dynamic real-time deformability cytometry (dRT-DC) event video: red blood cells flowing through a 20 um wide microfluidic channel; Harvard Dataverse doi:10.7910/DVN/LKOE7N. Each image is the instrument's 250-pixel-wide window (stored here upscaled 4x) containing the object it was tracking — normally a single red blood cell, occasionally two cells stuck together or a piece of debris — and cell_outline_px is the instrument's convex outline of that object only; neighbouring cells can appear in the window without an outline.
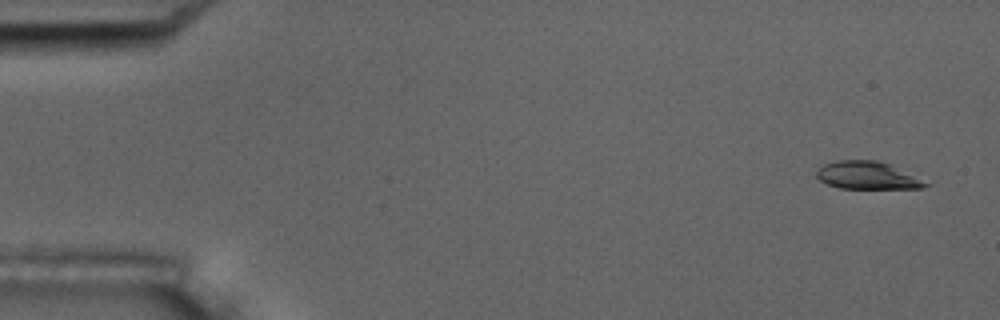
{"species": "common noctule bat (a hibernating species)", "species_latin": "Nyctalus noctula", "temperature_condition": "room temperature", "stored_images_in_passage": 54, "camera_frame_rate_fps": 3000, "um_per_image_px": 0.085, "animal": {"sex": "male", "body_mass_g": 17.5, "forearm_length_mm": 52.3}, "frame": {"image": 1, "passage_image": 2, "time_ms": 0.333, "image_size_px": [1000, 320], "cell_outline_px": [[932, 184], [924, 188], [840, 188], [828, 184], [820, 180], [816, 176], [816, 172], [824, 164], [836, 160], [876, 160], [892, 164]], "centroid_in_image_um": [73.77, 14.9], "position_along_channel_um": 11.2, "area_um2": 17.63}}
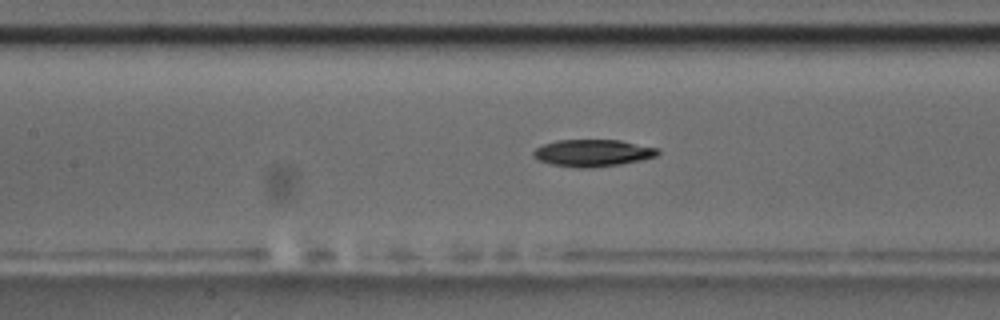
{"frame": {"image": 2, "passage_image": 24, "time_ms": 7.667, "image_size_px": [1000, 320], "cell_outline_px": [[660, 152], [656, 156], [640, 160], [620, 164], [592, 168], [576, 168], [552, 164], [540, 160], [532, 156], [532, 152], [536, 148], [544, 144], [556, 140], [620, 140], [660, 148]], "centroid_in_image_um": [50.4, 13.0], "position_along_channel_um": 157.0, "area_um2": 19.65}}
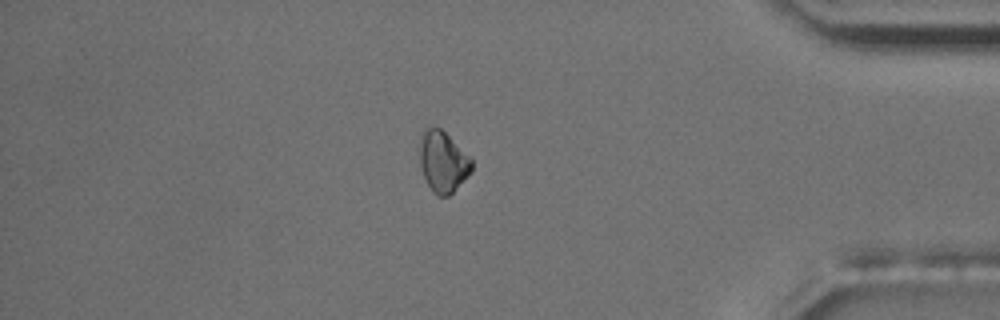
{"frame": {"image": 3, "passage_image": 46, "time_ms": 15.0, "image_size_px": [1000, 320], "cell_outline_px": [[472, 172], [448, 196], [436, 196], [432, 192], [420, 168], [420, 132], [428, 124], [432, 124], [440, 128], [472, 156]], "centroid_in_image_um": [37.64, 13.69], "position_along_channel_um": 397.6, "area_um2": 19.02}, "authors_computed_cell_mechanics": {"area_um2": 18.8717, "velocity_mm_per_s": 3.7194, "shape_relaxation_time_tau1_ms": 2.8072, "shape_relaxation_time_tau2_ms": null, "deformation_change_tau1": 0.0871, "deformation_change_tau2": null}}